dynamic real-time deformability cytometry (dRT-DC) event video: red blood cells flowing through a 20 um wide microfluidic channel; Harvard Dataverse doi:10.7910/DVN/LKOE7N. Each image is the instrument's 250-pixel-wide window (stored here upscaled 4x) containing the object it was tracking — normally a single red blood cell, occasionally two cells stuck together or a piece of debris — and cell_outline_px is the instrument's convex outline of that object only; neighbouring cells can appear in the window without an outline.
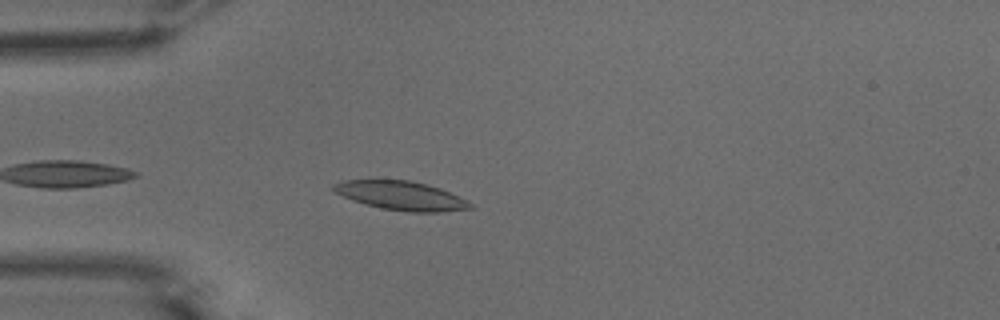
{"species": "common noctule bat (a hibernating species)", "species_latin": "Nyctalus noctula", "temperature_condition": "warm", "stored_images_in_passage": 14, "camera_frame_rate_fps": 3000, "um_per_image_px": 0.085, "animal": {"sex": "male", "body_mass_g": 15.6}, "frame": {"image": 1, "passage_image": 3, "time_ms": 0.667, "image_size_px": [1000, 320], "cell_outline_px": [[472, 208], [440, 212], [408, 212], [380, 208], [364, 204], [352, 200], [336, 192], [332, 188], [332, 184], [344, 180], [408, 180], [428, 184], [440, 188], [468, 200], [472, 204]], "centroid_in_image_um": [34.1, 16.63], "position_along_channel_um": 50.9, "area_um2": 23.0}}